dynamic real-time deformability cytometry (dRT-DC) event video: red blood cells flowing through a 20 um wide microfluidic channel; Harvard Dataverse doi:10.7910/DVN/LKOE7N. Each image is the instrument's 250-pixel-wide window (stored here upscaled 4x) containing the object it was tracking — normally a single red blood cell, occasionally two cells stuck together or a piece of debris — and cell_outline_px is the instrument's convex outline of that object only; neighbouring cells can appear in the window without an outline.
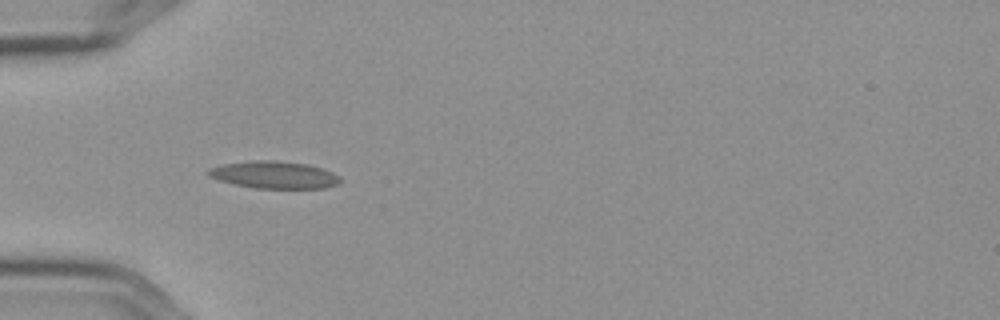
{"species": "Egyptian fruit bat (a non-hibernating species)", "species_latin": "Rousettus aegyptiacus", "temperature_condition": "cold", "stored_images_in_passage": 6, "camera_frame_rate_fps": 3000, "um_per_image_px": 0.085, "frame": {"image": 1, "passage_image": 5, "time_ms": 1.333, "image_size_px": [1000, 320], "cell_outline_px": [[340, 180], [336, 184], [324, 188], [256, 188], [236, 184], [220, 180], [208, 176], [204, 172], [208, 168], [220, 164], [256, 160], [272, 160], [308, 164], [332, 172], [340, 176]], "centroid_in_image_um": [23.25, 14.85], "position_along_channel_um": 61.8, "area_um2": 20.87}}
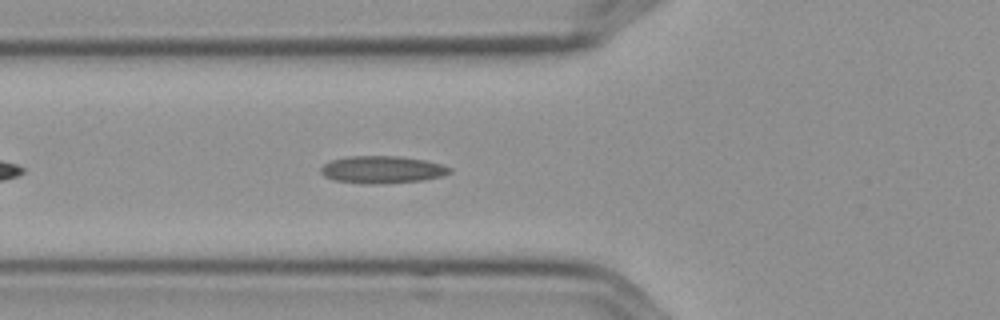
{"frame": {"image": 2, "passage_image": 6, "time_ms": 1.667, "image_size_px": [1000, 320], "cell_outline_px": [[452, 172], [440, 176], [420, 180], [376, 184], [360, 184], [332, 180], [324, 176], [320, 172], [320, 168], [324, 164], [332, 160], [348, 156], [400, 156], [424, 160], [440, 164], [452, 168]], "centroid_in_image_um": [32.43, 14.42], "position_along_channel_um": 93.4, "area_um2": 20.52}}